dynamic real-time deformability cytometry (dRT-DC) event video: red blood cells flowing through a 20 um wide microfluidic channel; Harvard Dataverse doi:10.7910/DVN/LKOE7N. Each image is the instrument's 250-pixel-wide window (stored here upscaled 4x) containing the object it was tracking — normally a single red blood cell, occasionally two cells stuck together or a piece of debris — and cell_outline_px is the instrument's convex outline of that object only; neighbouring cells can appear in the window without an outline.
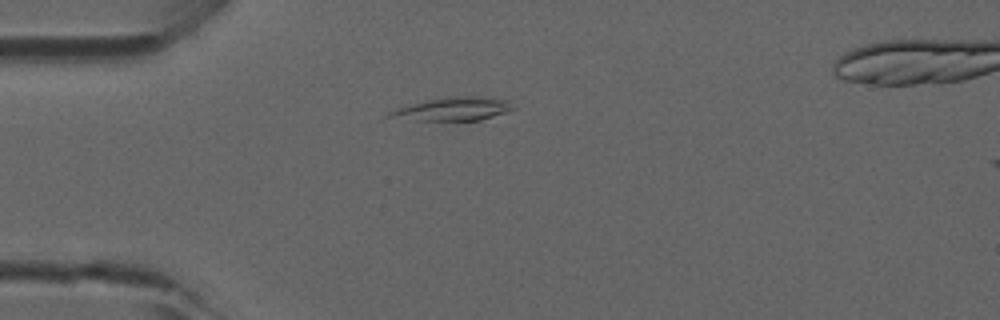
{"species": "common noctule bat (a hibernating species)", "species_latin": "Nyctalus noctula", "temperature_condition": "room temperature", "stored_images_in_passage": 2, "camera_frame_rate_fps": 3000, "um_per_image_px": 0.085, "animal": {"sex": "male", "forearm_length_mm": 52.5}, "frame": {"image": 1, "passage_image": 1, "time_ms": 0.0, "image_size_px": [1000, 320], "cell_outline_px": [[516, 108], [480, 120], [416, 120], [384, 116], [388, 112], [412, 104], [432, 100], [464, 96], [476, 96], [508, 100]], "centroid_in_image_um": [38.56, 9.27], "position_along_channel_um": 46.4, "area_um2": 16.01}}